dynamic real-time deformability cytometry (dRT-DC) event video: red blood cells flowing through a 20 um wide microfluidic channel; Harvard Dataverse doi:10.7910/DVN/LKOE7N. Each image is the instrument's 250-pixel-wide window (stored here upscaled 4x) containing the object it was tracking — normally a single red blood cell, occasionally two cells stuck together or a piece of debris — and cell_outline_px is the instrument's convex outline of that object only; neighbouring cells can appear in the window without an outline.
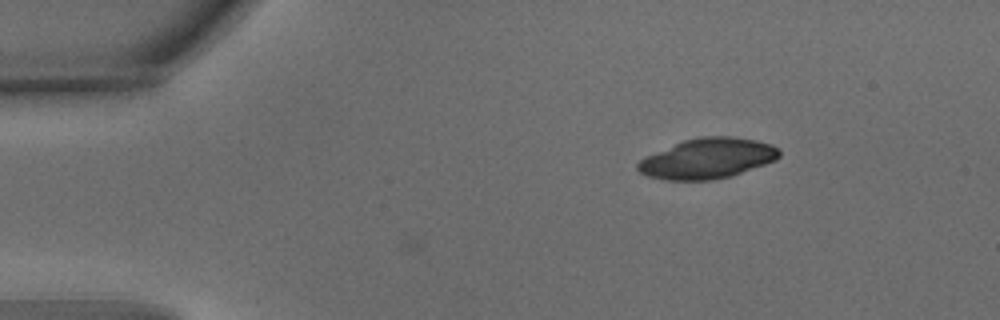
{"species": "common noctule bat (a hibernating species)", "species_latin": "Nyctalus noctula", "temperature_condition": "warm", "stored_images_in_passage": 2, "camera_frame_rate_fps": 3000, "um_per_image_px": 0.085, "animal": {"sex": "male", "body_mass_g": 15.6}, "frame": {"image": 1, "passage_image": 2, "time_ms": 0.333, "image_size_px": [1000, 320], "cell_outline_px": [[780, 156], [776, 160], [732, 176], [712, 180], [664, 180], [648, 176], [640, 172], [636, 168], [636, 164], [644, 156], [684, 140], [700, 136], [728, 136], [756, 140], [772, 144], [780, 152]], "centroid_in_image_um": [60.12, 13.47], "position_along_channel_um": 24.9, "area_um2": 33.29}}